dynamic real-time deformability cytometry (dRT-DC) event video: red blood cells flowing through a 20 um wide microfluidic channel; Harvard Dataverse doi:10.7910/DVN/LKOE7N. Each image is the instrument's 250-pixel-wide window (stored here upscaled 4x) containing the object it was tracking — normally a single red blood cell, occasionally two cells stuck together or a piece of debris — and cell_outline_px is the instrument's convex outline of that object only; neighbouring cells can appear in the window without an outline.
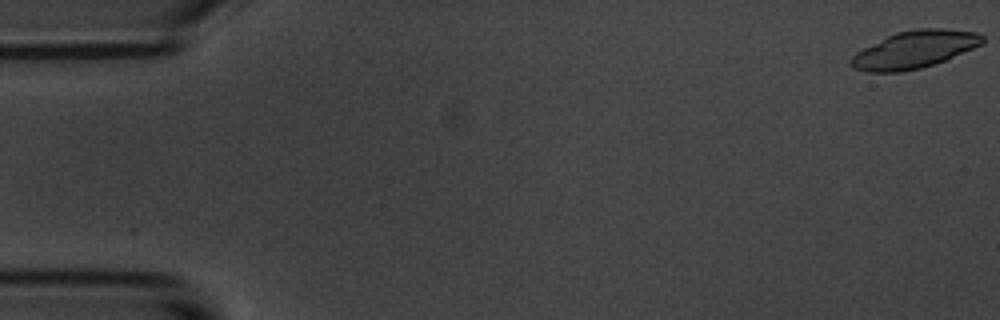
{"species": "common noctule bat (a hibernating species)", "species_latin": "Nyctalus noctula", "temperature_condition": "room temperature", "stored_images_in_passage": 41, "camera_frame_rate_fps": 3000, "um_per_image_px": 0.085, "animal": {"sex": "male", "body_mass_g": 20.1, "forearm_length_mm": 53.5}, "frame": {"image": 1, "passage_image": 1, "time_ms": 0.0, "image_size_px": [1000, 320], "cell_outline_px": [[984, 44], [944, 60], [920, 68], [900, 72], [868, 72], [856, 68], [848, 64], [848, 60], [856, 52], [896, 32], [916, 28], [944, 28], [976, 32], [984, 36]], "centroid_in_image_um": [77.74, 4.2], "position_along_channel_um": 7.3, "area_um2": 28.5}}
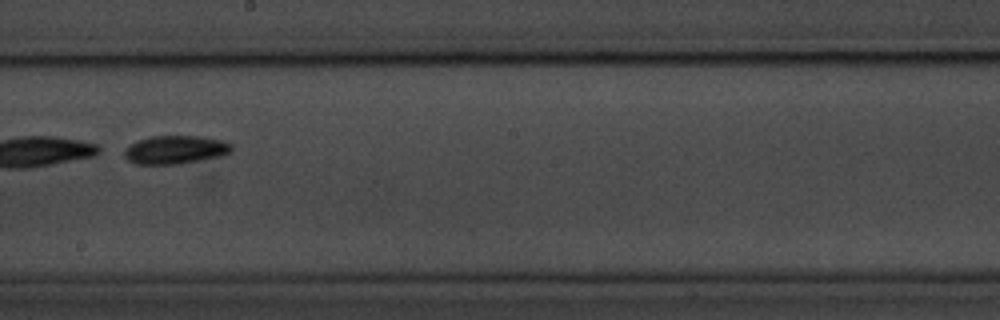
{"frame": {"image": 2, "passage_image": 33, "time_ms": 10.667, "image_size_px": [1000, 320], "cell_outline_px": [[232, 152], [220, 156], [180, 164], [136, 164], [128, 160], [124, 156], [124, 152], [132, 144], [140, 140], [152, 136], [200, 136], [224, 140], [232, 144]], "centroid_in_image_um": [14.96, 12.73], "position_along_channel_um": 233.2, "area_um2": 17.63}}